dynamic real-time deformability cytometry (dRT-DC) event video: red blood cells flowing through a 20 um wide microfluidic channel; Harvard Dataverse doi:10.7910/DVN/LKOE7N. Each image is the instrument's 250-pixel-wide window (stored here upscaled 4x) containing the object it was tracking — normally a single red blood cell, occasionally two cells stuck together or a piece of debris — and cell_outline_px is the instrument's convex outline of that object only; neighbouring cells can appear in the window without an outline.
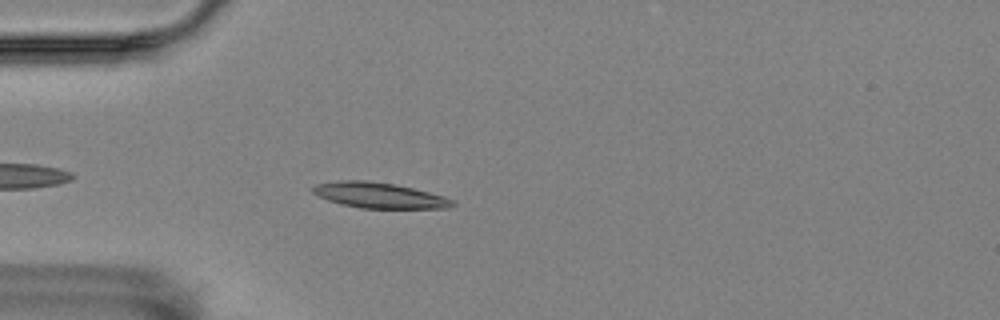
{"species": "Egyptian fruit bat (a non-hibernating species)", "species_latin": "Rousettus aegyptiacus", "temperature_condition": "room temperature", "stored_images_in_passage": 47, "camera_frame_rate_fps": 3000, "um_per_image_px": 0.085, "animal": {"sex": "female"}, "frame": {"image": 1, "passage_image": 6, "time_ms": 1.667, "image_size_px": [1000, 320], "cell_outline_px": [[456, 204], [448, 208], [360, 208], [340, 204], [328, 200], [312, 192], [312, 188], [316, 184], [340, 180], [368, 180], [392, 184], [412, 188], [444, 196], [456, 200]], "centroid_in_image_um": [32.25, 16.6], "position_along_channel_um": 52.7, "area_um2": 20.75}}
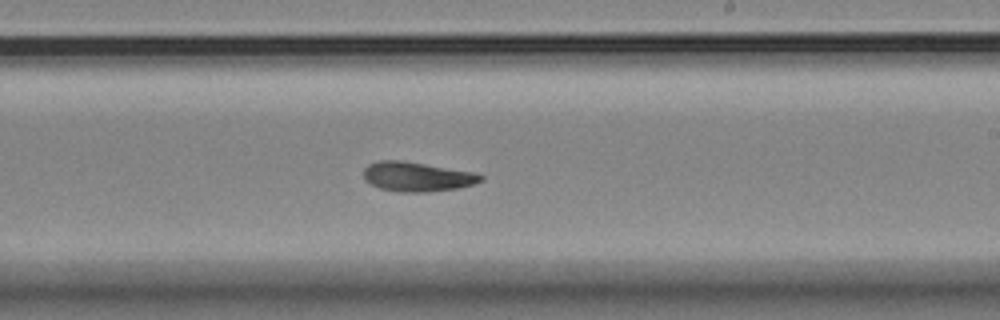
{"frame": {"image": 2, "passage_image": 24, "time_ms": 7.667, "image_size_px": [1000, 320], "cell_outline_px": [[484, 180], [472, 184], [456, 188], [428, 192], [396, 192], [380, 188], [364, 180], [364, 168], [368, 164], [380, 160], [400, 160], [476, 172], [484, 176]], "centroid_in_image_um": [35.45, 15.01], "position_along_channel_um": 253.6, "area_um2": 20.17}}
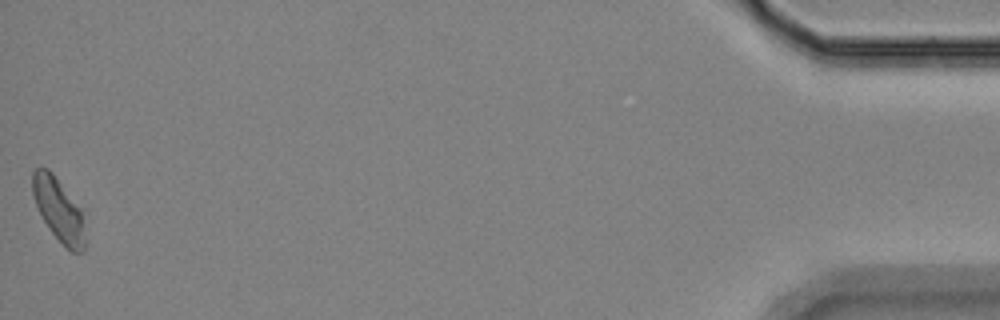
{"frame": {"image": 3, "passage_image": 47, "time_ms": 15.333, "image_size_px": [1000, 320], "cell_outline_px": [[84, 252], [72, 252], [48, 228], [36, 204], [32, 192], [32, 172], [36, 168], [48, 168], [52, 172], [80, 208], [84, 240]], "centroid_in_image_um": [4.95, 17.79], "position_along_channel_um": 430.3, "area_um2": 18.61}, "authors_computed_cell_mechanics": {"area_um2": 19.941, "velocity_mm_per_s": 3.4845, "shape_relaxation_time_tau1_ms": 3.7124, "shape_relaxation_time_tau2_ms": 5.0246, "deformation_change_tau1": 0.1362, "deformation_change_tau2": 0.0922}}